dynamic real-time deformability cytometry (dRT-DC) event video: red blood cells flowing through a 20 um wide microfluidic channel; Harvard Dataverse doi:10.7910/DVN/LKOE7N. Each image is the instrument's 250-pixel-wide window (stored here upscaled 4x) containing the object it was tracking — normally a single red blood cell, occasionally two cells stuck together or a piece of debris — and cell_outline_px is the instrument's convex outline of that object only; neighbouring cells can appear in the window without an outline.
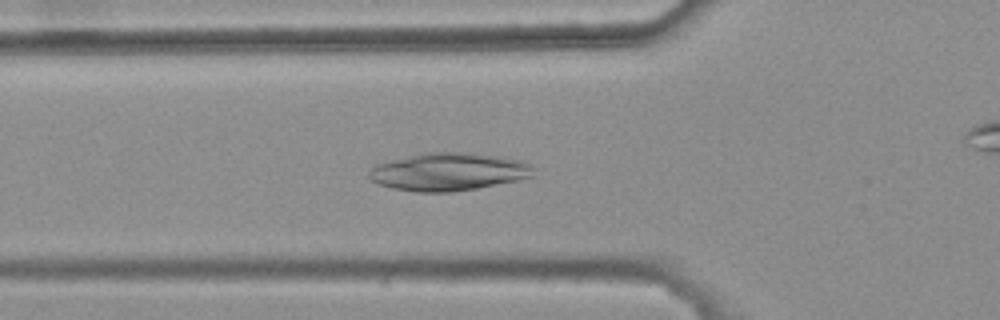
{"species": "common noctule bat (a hibernating species)", "species_latin": "Nyctalus noctula", "temperature_condition": "warm", "stored_images_in_passage": 32, "camera_frame_rate_fps": 3000, "um_per_image_px": 0.085, "animal": {"sex": "female", "body_mass_g": 25.1}, "frame": {"image": 1, "passage_image": 5, "time_ms": 1.333, "image_size_px": [1000, 320], "cell_outline_px": [[532, 176], [516, 180], [476, 188], [452, 192], [416, 192], [392, 188], [380, 184], [372, 180], [368, 176], [368, 172], [376, 164], [424, 152], [460, 152], [520, 160], [532, 164]], "centroid_in_image_um": [38.07, 14.61], "position_along_channel_um": 87.7, "area_um2": 35.66}}
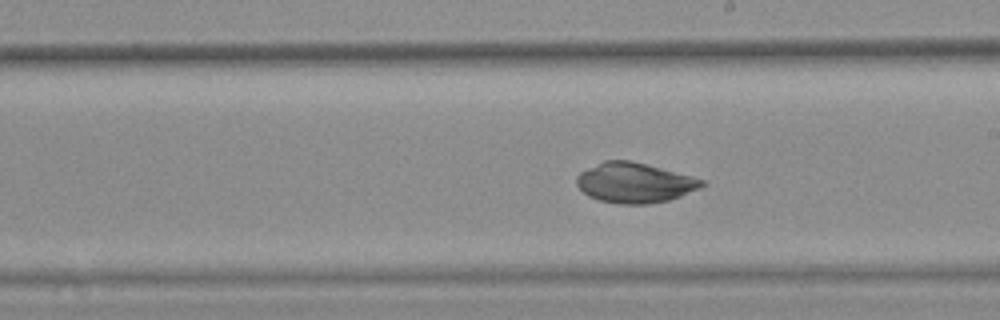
{"frame": {"image": 2, "passage_image": 17, "time_ms": 5.333, "image_size_px": [1000, 320], "cell_outline_px": [[704, 184], [700, 188], [680, 196], [668, 200], [648, 204], [620, 204], [600, 200], [588, 196], [576, 184], [576, 176], [580, 172], [604, 160], [628, 160], [692, 176], [704, 180]], "centroid_in_image_um": [53.92, 15.54], "position_along_channel_um": 235.1, "area_um2": 28.9}}
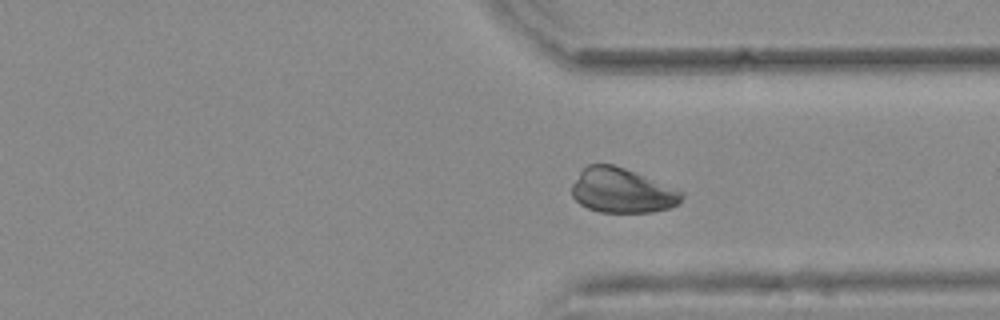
{"frame": {"image": 3, "passage_image": 27, "time_ms": 8.667, "image_size_px": [1000, 320], "cell_outline_px": [[684, 196], [680, 204], [668, 208], [652, 212], [600, 212], [588, 208], [580, 204], [572, 196], [572, 184], [580, 172], [588, 164], [612, 164], [624, 168], [684, 192]], "centroid_in_image_um": [52.87, 16.21], "position_along_channel_um": 358.5, "area_um2": 28.38}, "authors_computed_cell_mechanics": {"area_um2": 29.3913, "velocity_mm_per_s": 3.6838, "shape_relaxation_time_tau1_ms": null, "shape_relaxation_time_tau2_ms": 2.3561, "deformation_change_tau1": null, "deformation_change_tau2": 0.0405}}